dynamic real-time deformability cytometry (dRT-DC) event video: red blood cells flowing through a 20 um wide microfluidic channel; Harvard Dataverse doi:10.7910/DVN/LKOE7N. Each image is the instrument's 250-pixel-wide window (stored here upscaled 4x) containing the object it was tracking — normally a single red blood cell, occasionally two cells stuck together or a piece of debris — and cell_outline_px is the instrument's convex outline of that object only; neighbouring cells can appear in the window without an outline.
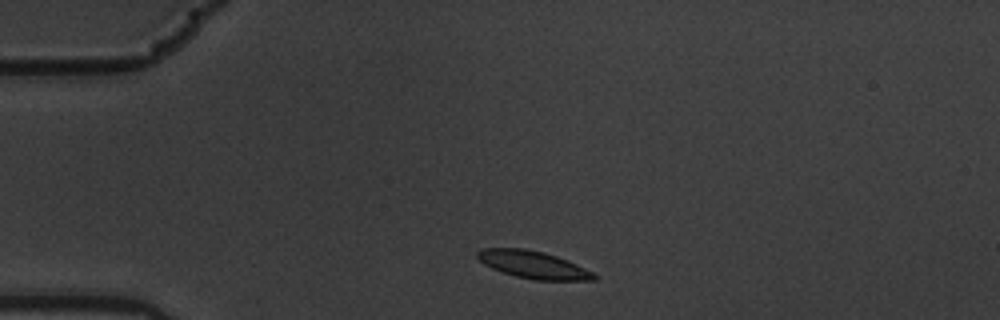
{"species": "common noctule bat (a hibernating species)", "species_latin": "Nyctalus noctula", "temperature_condition": "warm", "stored_images_in_passage": 2, "camera_frame_rate_fps": 3000, "um_per_image_px": 0.085, "animal": {"sex": "male", "body_mass_g": 19.5, "forearm_length_mm": 54.6}, "frame": {"image": 1, "passage_image": 1, "time_ms": 0.0, "image_size_px": [1000, 320], "cell_outline_px": [[600, 276], [596, 280], [532, 280], [500, 272], [484, 264], [476, 256], [476, 252], [480, 248], [524, 248], [544, 252], [568, 260]], "centroid_in_image_um": [45.31, 22.5], "position_along_channel_um": 39.7, "area_um2": 18.79}}